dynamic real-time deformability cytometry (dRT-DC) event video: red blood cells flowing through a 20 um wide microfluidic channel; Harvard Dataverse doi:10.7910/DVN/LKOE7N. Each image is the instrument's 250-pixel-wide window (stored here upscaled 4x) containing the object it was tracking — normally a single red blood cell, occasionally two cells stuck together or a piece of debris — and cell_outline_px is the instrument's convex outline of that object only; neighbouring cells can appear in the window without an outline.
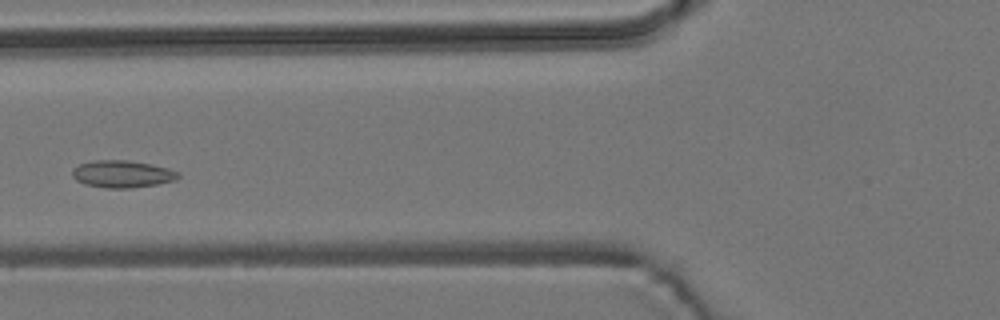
{"species": "common noctule bat (a hibernating species)", "species_latin": "Nyctalus noctula", "temperature_condition": "room temperature", "stored_images_in_passage": 4, "camera_frame_rate_fps": 3000, "um_per_image_px": 0.085, "animal": {"sex": "male", "body_mass_g": 19.2, "forearm_length_mm": 51.8}, "frame": {"image": 1, "passage_image": 4, "time_ms": 3.333, "image_size_px": [1000, 320], "cell_outline_px": [[180, 176], [176, 180], [156, 184], [132, 188], [104, 188], [84, 184], [76, 180], [72, 176], [72, 168], [80, 164], [92, 160], [128, 160], [168, 168], [180, 172]], "centroid_in_image_um": [10.37, 14.79], "position_along_channel_um": 115.4, "area_um2": 16.88}}